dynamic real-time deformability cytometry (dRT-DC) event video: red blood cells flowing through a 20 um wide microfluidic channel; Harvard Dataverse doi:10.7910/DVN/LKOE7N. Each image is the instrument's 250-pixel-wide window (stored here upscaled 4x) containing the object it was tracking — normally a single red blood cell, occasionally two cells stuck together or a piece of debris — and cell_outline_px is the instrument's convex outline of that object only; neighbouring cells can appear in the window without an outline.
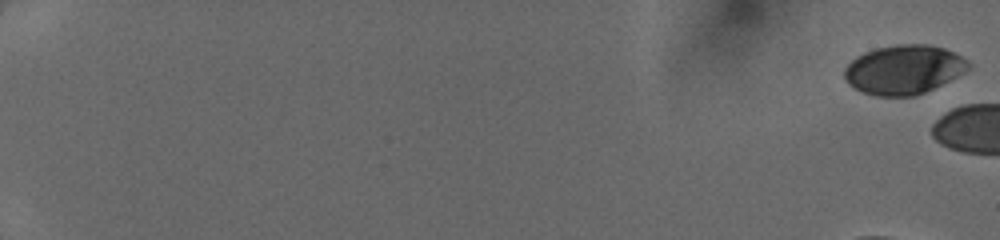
{"species": "human", "species_latin": "Homo sapiens", "temperature_condition": "cold", "stored_images_in_passage": 5, "camera_frame_rate_fps": 3000, "um_per_image_px": 0.085, "donor": {"sex": "female"}, "frame": {"image": 1, "passage_image": 1, "time_ms": 0.0, "image_size_px": [1000, 240], "cell_outline_px": [[972, 64], [964, 72], [924, 92], [912, 96], [876, 96], [864, 92], [848, 84], [844, 76], [844, 68], [856, 56], [864, 52], [876, 48], [896, 44], [928, 44], [944, 48], [968, 60]], "centroid_in_image_um": [76.8, 5.9], "position_along_channel_um": 8.2, "area_um2": 35.26}}